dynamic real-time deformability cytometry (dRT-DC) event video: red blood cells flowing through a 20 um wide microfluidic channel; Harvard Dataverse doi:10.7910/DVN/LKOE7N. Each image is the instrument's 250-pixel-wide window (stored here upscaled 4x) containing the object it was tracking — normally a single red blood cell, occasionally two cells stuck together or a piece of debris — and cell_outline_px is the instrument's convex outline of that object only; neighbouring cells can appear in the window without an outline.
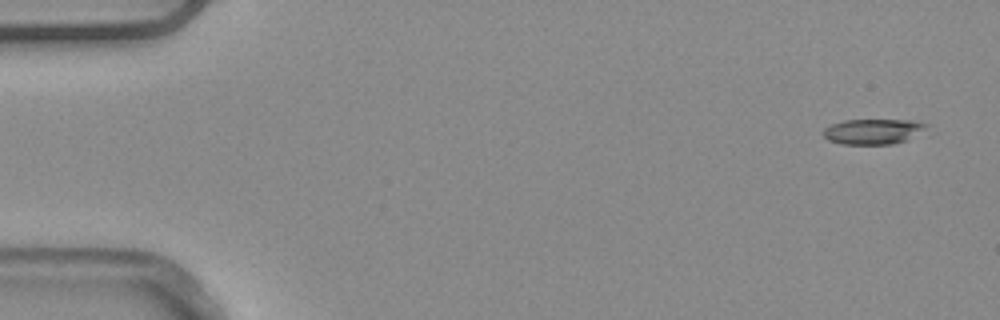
{"species": "common noctule bat (a hibernating species)", "species_latin": "Nyctalus noctula", "temperature_condition": "warm", "stored_images_in_passage": 6, "segment_of_instrument_passage": [2, 2], "camera_frame_rate_fps": 3000, "um_per_image_px": 0.085, "animal": {"sex": "male", "body_mass_g": 20.4}, "frame": {"image": 1, "passage_image": 6, "time_ms": 1.667, "image_size_px": [1000, 320], "cell_outline_px": [[928, 124], [924, 128], [904, 140], [892, 144], [840, 144], [828, 140], [824, 136], [824, 128], [832, 124], [844, 120], [912, 120]], "centroid_in_image_um": [74.12, 11.17], "position_along_channel_um": 10.9, "area_um2": 14.8}}